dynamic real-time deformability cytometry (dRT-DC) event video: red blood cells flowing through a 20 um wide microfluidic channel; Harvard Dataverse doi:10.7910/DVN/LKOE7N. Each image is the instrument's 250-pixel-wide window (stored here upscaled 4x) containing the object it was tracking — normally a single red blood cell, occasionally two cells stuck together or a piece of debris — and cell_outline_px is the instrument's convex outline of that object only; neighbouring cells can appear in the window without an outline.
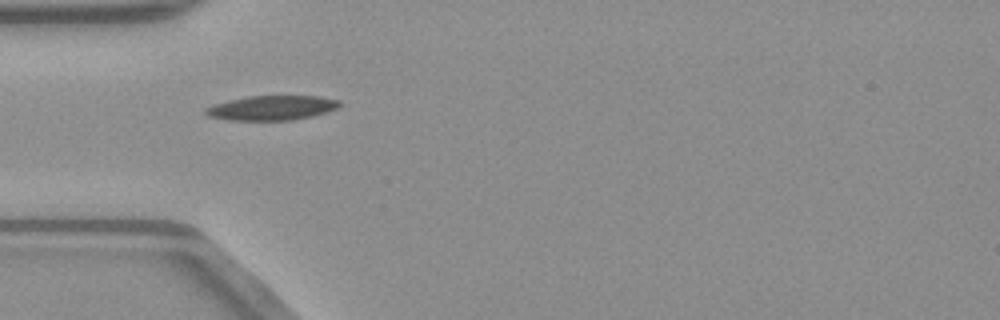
{"species": "common noctule bat (a hibernating species)", "species_latin": "Nyctalus noctula", "temperature_condition": "warm", "stored_images_in_passage": 36, "camera_frame_rate_fps": 3000, "um_per_image_px": 0.085, "animal": {"sex": "male", "body_mass_g": 23.1, "forearm_length_mm": 52.7}, "frame": {"image": 1, "passage_image": 1, "time_ms": 0.0, "image_size_px": [1000, 320], "cell_outline_px": [[344, 104], [328, 112], [312, 116], [292, 120], [228, 120], [208, 116], [204, 112], [204, 108], [228, 100], [248, 96], [320, 96], [340, 100]], "centroid_in_image_um": [23.14, 9.16], "position_along_channel_um": 61.9, "area_um2": 19.31}}
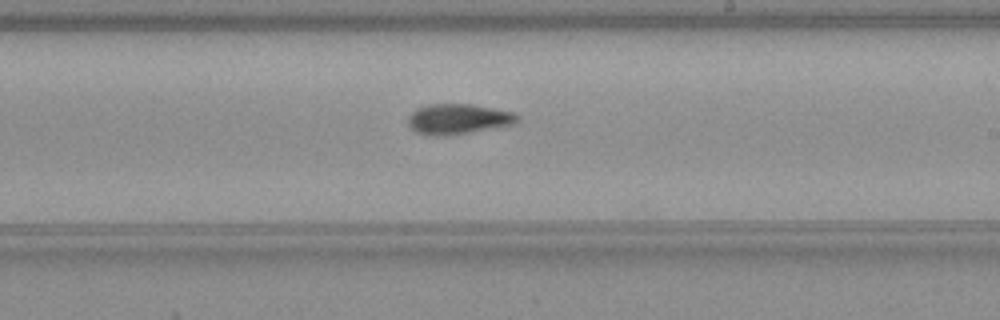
{"frame": {"image": 2, "passage_image": 15, "time_ms": 4.667, "image_size_px": [1000, 320], "cell_outline_px": [[520, 120], [516, 124], [448, 136], [436, 136], [416, 132], [408, 124], [408, 116], [416, 108], [428, 104], [472, 104], [512, 112], [520, 116]], "centroid_in_image_um": [38.96, 10.12], "position_along_channel_um": 250.0, "area_um2": 19.42}}
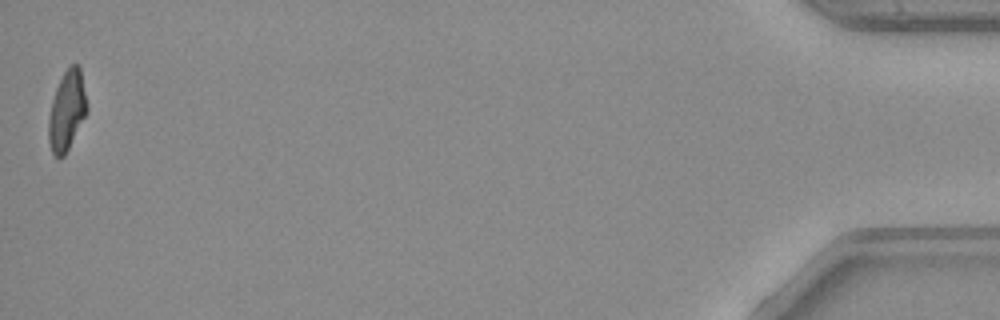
{"frame": {"image": 3, "passage_image": 36, "time_ms": 11.667, "image_size_px": [1000, 320], "cell_outline_px": [[88, 108], [64, 156], [56, 156], [52, 152], [48, 140], [48, 120], [52, 100], [56, 88], [64, 72], [72, 64], [80, 64], [88, 104]], "centroid_in_image_um": [5.69, 9.35], "position_along_channel_um": 429.5, "area_um2": 17.57}, "authors_computed_cell_mechanics": {"area_um2": 18.9873, "velocity_mm_per_s": 4.0434, "shape_relaxation_time_tau1_ms": null, "shape_relaxation_time_tau2_ms": 4.9874, "deformation_change_tau1": null, "deformation_change_tau2": 0.1181}}